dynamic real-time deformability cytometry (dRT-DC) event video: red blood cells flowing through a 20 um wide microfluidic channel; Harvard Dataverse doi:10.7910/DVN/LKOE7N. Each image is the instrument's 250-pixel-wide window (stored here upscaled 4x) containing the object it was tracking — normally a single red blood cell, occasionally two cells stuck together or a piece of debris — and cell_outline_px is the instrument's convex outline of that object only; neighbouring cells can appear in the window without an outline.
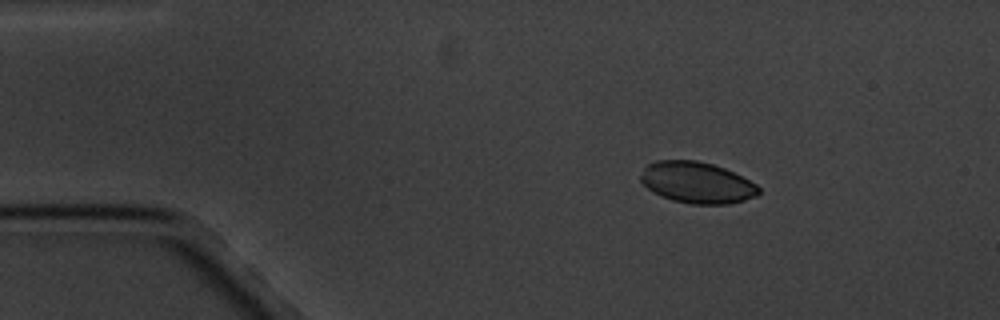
{"species": "common noctule bat (a hibernating species)", "species_latin": "Nyctalus noctula", "temperature_condition": "cold", "stored_images_in_passage": 4, "camera_frame_rate_fps": 3000, "um_per_image_px": 0.085, "animal": {"sex": "male", "body_mass_g": 20.1, "forearm_length_mm": 53.5}, "frame": {"image": 1, "passage_image": 2, "time_ms": 1.0, "image_size_px": [1000, 320], "cell_outline_px": [[760, 192], [756, 196], [744, 200], [728, 204], [692, 204], [672, 200], [660, 196], [652, 192], [640, 180], [640, 176], [644, 168], [648, 164], [656, 160], [696, 160], [712, 164], [724, 168], [756, 184], [760, 188]], "centroid_in_image_um": [59.22, 15.52], "position_along_channel_um": 25.8, "area_um2": 28.32}}